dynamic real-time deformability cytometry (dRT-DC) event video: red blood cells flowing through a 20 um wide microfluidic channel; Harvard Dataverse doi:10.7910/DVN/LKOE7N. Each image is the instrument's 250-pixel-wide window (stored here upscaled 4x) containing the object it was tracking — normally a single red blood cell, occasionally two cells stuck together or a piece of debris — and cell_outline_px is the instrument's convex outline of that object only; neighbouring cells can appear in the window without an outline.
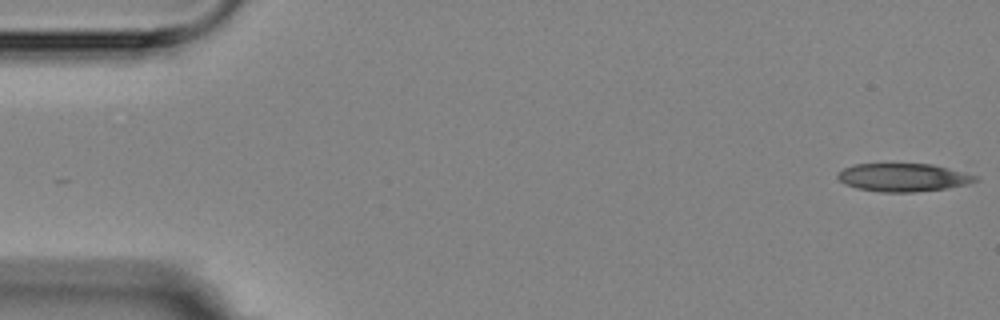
{"species": "Egyptian fruit bat (a non-hibernating species)", "species_latin": "Rousettus aegyptiacus", "temperature_condition": "room temperature", "stored_images_in_passage": 5, "camera_frame_rate_fps": 3000, "um_per_image_px": 0.085, "animal": {"sex": "female"}, "frame": {"image": 1, "passage_image": 1, "time_ms": 0.0, "image_size_px": [1000, 320], "cell_outline_px": [[980, 180], [968, 184], [948, 188], [912, 192], [880, 192], [856, 188], [844, 184], [836, 176], [836, 172], [852, 164], [932, 164], [948, 168], [976, 176]], "centroid_in_image_um": [76.73, 15.08], "position_along_channel_um": 8.3, "area_um2": 22.6}}
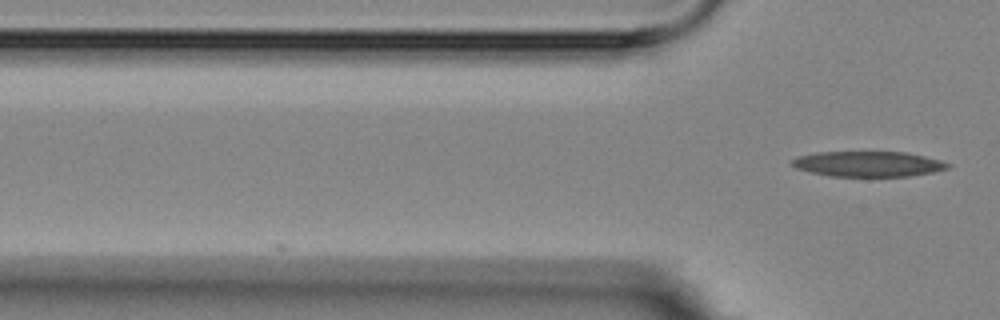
{"frame": {"image": 2, "passage_image": 5, "time_ms": 4.667, "image_size_px": [1000, 320], "cell_outline_px": [[952, 164], [948, 168], [932, 172], [908, 176], [828, 176], [796, 168], [788, 164], [796, 156], [816, 152], [904, 152], [924, 156], [940, 160]], "centroid_in_image_um": [73.75, 13.93], "position_along_channel_um": 52.1, "area_um2": 23.0}}